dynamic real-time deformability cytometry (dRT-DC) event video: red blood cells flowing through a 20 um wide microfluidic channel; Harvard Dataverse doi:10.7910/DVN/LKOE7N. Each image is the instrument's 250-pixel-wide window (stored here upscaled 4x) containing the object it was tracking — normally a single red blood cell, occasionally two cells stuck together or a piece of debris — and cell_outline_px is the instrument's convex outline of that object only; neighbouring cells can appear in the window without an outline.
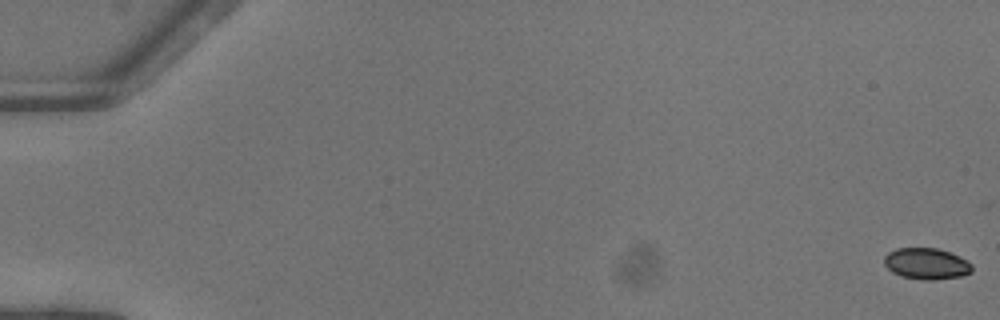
{"species": "common noctule bat (a hibernating species)", "species_latin": "Nyctalus noctula", "temperature_condition": "warm", "stored_images_in_passage": 52, "camera_frame_rate_fps": 3000, "um_per_image_px": 0.085, "animal": {"sex": "female"}, "frame": {"image": 1, "passage_image": 1, "time_ms": 0.0, "image_size_px": [1000, 320], "cell_outline_px": [[972, 272], [960, 276], [932, 280], [924, 280], [900, 276], [892, 272], [884, 264], [884, 256], [888, 252], [896, 248], [936, 248], [960, 256], [968, 260], [972, 264]], "centroid_in_image_um": [78.74, 22.41], "position_along_channel_um": 6.3, "area_um2": 16.07}}
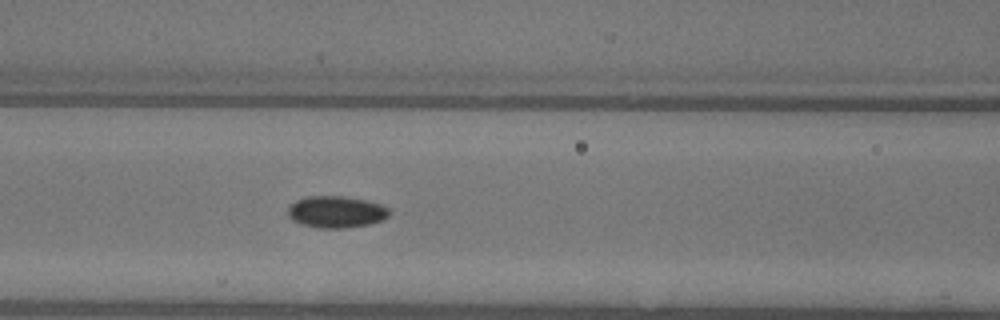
{"frame": {"image": 2, "passage_image": 24, "time_ms": 7.667, "image_size_px": [1000, 320], "cell_outline_px": [[388, 216], [380, 220], [368, 224], [344, 228], [320, 228], [304, 224], [292, 220], [288, 216], [288, 208], [296, 200], [308, 196], [344, 196], [364, 200], [380, 204], [388, 208]], "centroid_in_image_um": [28.55, 18.0], "position_along_channel_um": 138.1, "area_um2": 18.44}}
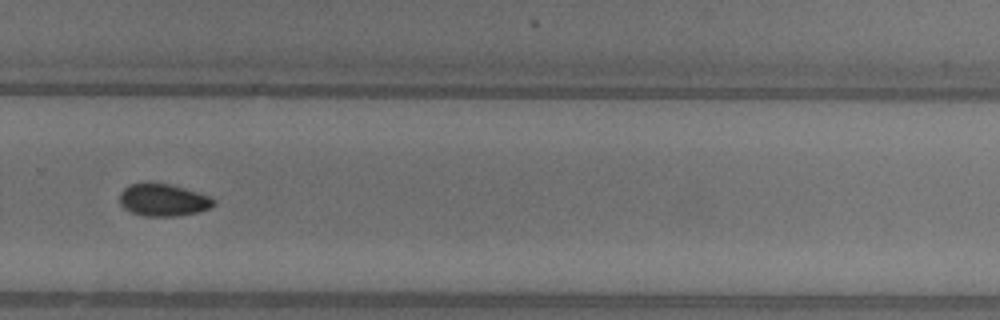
{"frame": {"image": 3, "passage_image": 37, "time_ms": 12.0, "image_size_px": [1000, 320], "cell_outline_px": [[216, 204], [200, 212], [176, 216], [144, 216], [132, 212], [124, 208], [120, 204], [120, 192], [128, 184], [148, 180], [152, 180], [184, 188], [212, 196]], "centroid_in_image_um": [13.85, 16.96], "position_along_channel_um": 315.9, "area_um2": 18.21}, "authors_computed_cell_mechanics": {"area_um2": 17.5712, "velocity_mm_per_s": 4.1219, "shape_relaxation_time_tau1_ms": 6.9113, "shape_relaxation_time_tau2_ms": null, "deformation_change_tau1": 0.0838, "deformation_change_tau2": null}}